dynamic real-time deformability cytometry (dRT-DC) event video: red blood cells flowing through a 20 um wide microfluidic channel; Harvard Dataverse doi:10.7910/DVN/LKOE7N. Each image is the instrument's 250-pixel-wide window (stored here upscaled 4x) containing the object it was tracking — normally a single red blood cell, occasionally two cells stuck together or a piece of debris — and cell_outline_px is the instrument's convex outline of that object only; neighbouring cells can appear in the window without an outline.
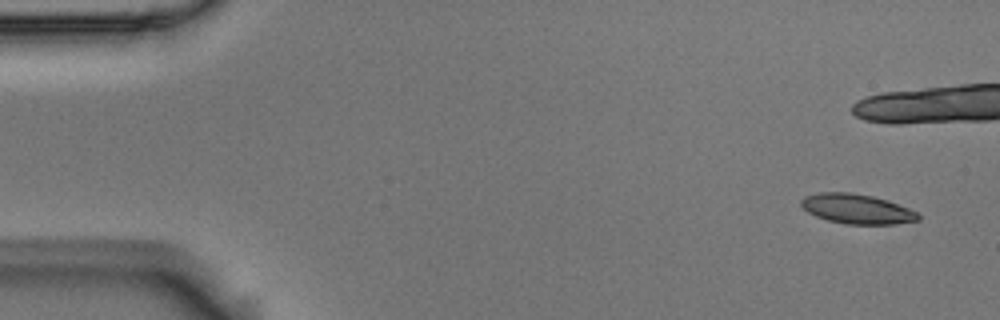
{"species": "Egyptian fruit bat (a non-hibernating species)", "species_latin": "Rousettus aegyptiacus", "temperature_condition": "room temperature", "stored_images_in_passage": 11, "camera_frame_rate_fps": 3000, "um_per_image_px": 0.085, "animal": {"sex": "male"}, "frame": {"image": 1, "passage_image": 1, "time_ms": 0.0, "image_size_px": [1000, 320], "cell_outline_px": [[920, 220], [896, 224], [844, 224], [828, 220], [816, 216], [808, 212], [800, 204], [800, 200], [804, 196], [820, 192], [852, 192], [872, 196], [908, 208], [916, 212], [920, 216]], "centroid_in_image_um": [72.8, 17.76], "position_along_channel_um": 12.2, "area_um2": 20.17}}